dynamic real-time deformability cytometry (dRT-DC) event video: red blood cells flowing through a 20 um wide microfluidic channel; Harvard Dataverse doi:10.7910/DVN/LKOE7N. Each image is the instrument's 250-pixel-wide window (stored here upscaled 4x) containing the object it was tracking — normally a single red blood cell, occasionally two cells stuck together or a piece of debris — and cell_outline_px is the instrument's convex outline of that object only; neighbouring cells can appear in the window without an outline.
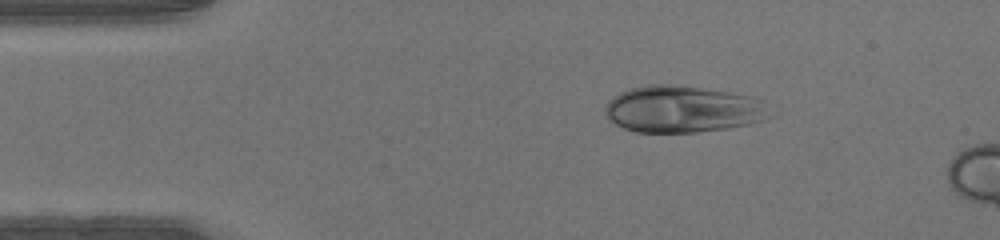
{"species": "human", "species_latin": "Homo sapiens", "temperature_condition": "warm", "stored_images_in_passage": 11, "camera_frame_rate_fps": 3000, "um_per_image_px": 0.085, "donor": {"sex": "male"}, "frame": {"image": 1, "passage_image": 7, "time_ms": 2.0, "image_size_px": [1000, 240], "cell_outline_px": [[764, 116], [760, 120], [748, 124], [728, 128], [696, 132], [636, 132], [624, 128], [616, 124], [604, 112], [604, 108], [608, 100], [612, 96], [628, 88], [652, 84], [668, 84], [700, 88], [728, 92], [752, 96], [760, 100]], "centroid_in_image_um": [57.88, 9.27], "position_along_channel_um": 27.1, "area_um2": 43.99}}